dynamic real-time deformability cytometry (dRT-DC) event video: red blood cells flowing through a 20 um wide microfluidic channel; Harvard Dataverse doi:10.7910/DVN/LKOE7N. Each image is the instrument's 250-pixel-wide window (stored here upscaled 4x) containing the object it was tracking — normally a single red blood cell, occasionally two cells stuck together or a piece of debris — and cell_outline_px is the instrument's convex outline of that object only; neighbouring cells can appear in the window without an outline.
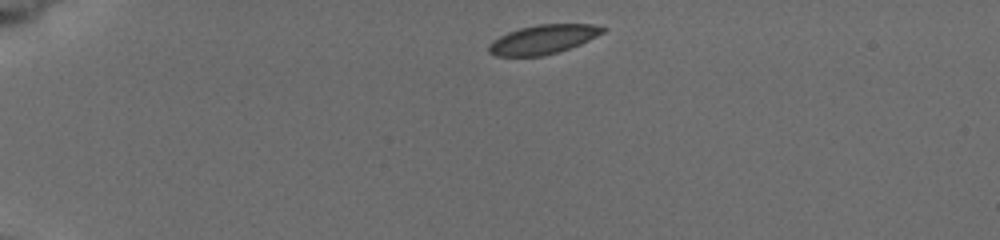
{"species": "common noctule bat (a hibernating species)", "species_latin": "Nyctalus noctula", "temperature_condition": "cold", "stored_images_in_passage": 4, "camera_frame_rate_fps": 3000, "um_per_image_px": 0.085, "animal": {"sex": "female", "body_mass_g": 19.5, "forearm_length_mm": 54.1}, "frame": {"image": 1, "passage_image": 1, "time_ms": 0.0, "image_size_px": [1000, 240], "cell_outline_px": [[608, 28], [604, 32], [580, 44], [556, 52], [540, 56], [496, 56], [488, 52], [488, 44], [492, 40], [508, 32], [520, 28], [536, 24], [592, 24]], "centroid_in_image_um": [46.13, 3.34], "position_along_channel_um": 38.9, "area_um2": 19.25}}
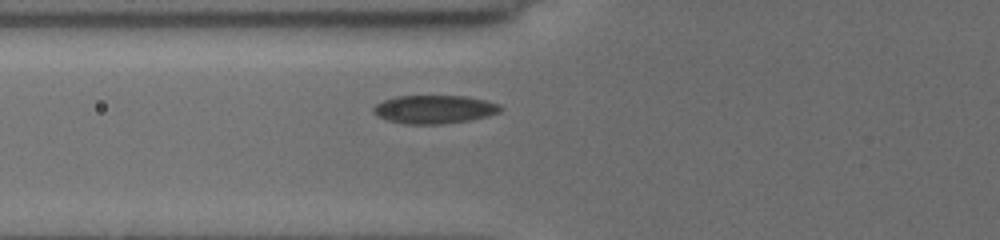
{"frame": {"image": 2, "passage_image": 4, "time_ms": 3.0, "image_size_px": [1000, 240], "cell_outline_px": [[504, 108], [500, 112], [488, 116], [468, 120], [440, 124], [404, 124], [388, 120], [372, 112], [372, 108], [376, 104], [384, 100], [396, 96], [464, 96], [484, 100], [500, 104]], "centroid_in_image_um": [36.93, 9.29], "position_along_channel_um": 88.9, "area_um2": 20.92}}